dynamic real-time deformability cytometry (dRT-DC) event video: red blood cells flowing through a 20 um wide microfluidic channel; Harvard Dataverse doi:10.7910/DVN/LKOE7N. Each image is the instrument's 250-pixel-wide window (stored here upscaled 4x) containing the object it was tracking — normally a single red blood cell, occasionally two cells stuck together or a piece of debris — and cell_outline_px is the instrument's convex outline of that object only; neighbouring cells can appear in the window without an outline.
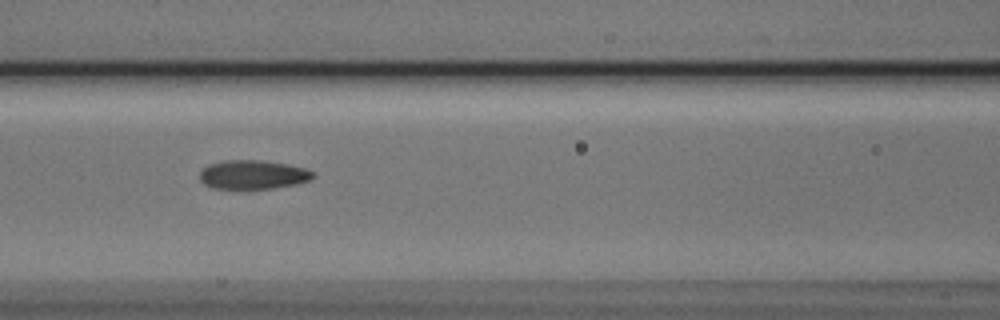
{"species": "Egyptian fruit bat (a non-hibernating species)", "species_latin": "Rousettus aegyptiacus", "temperature_condition": "cold", "stored_images_in_passage": 11, "camera_frame_rate_fps": 3000, "um_per_image_px": 0.085, "animal": {"sex": "male"}, "frame": {"image": 1, "passage_image": 7, "time_ms": 2.0, "image_size_px": [1000, 320], "cell_outline_px": [[312, 176], [308, 180], [296, 184], [272, 188], [240, 192], [212, 188], [204, 184], [200, 180], [200, 172], [208, 164], [224, 160], [260, 160], [284, 164], [304, 168], [312, 172]], "centroid_in_image_um": [21.39, 14.89], "position_along_channel_um": 145.2, "area_um2": 19.59}}
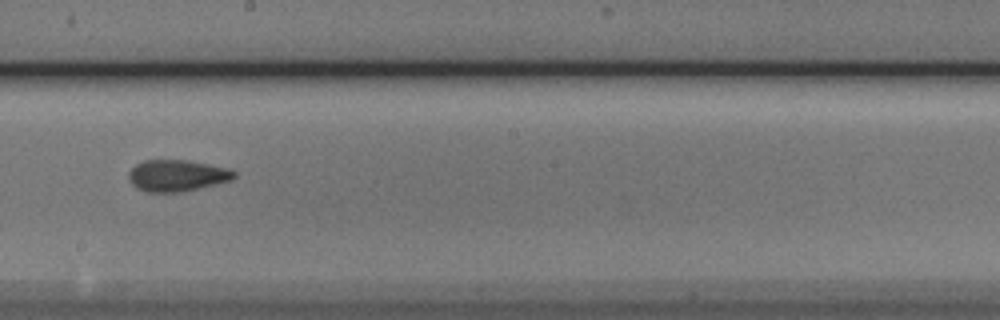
{"frame": {"image": 2, "passage_image": 9, "time_ms": 2.667, "image_size_px": [1000, 320], "cell_outline_px": [[236, 176], [232, 180], [216, 184], [180, 192], [144, 192], [136, 188], [128, 180], [128, 172], [136, 164], [144, 160], [188, 160], [228, 168], [236, 172]], "centroid_in_image_um": [15.02, 14.92], "position_along_channel_um": 233.2, "area_um2": 19.48}}
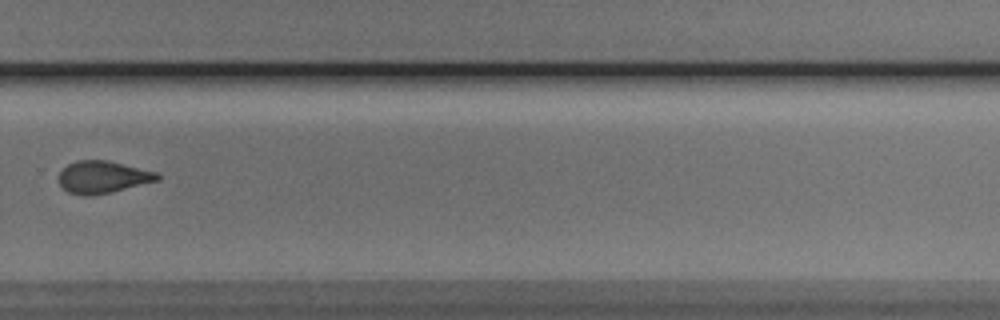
{"frame": {"image": 3, "passage_image": 11, "time_ms": 3.333, "image_size_px": [1000, 320], "cell_outline_px": [[160, 180], [112, 192], [92, 196], [84, 196], [68, 192], [60, 184], [60, 172], [68, 164], [76, 160], [104, 160], [156, 172], [160, 176]], "centroid_in_image_um": [8.73, 15.07], "position_along_channel_um": 321.1, "area_um2": 18.32}}